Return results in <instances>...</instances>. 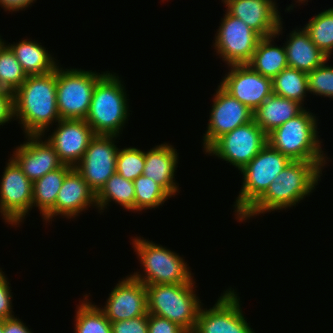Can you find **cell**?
I'll use <instances>...</instances> for the list:
<instances>
[{"label":"cell","instance_id":"29","mask_svg":"<svg viewBox=\"0 0 333 333\" xmlns=\"http://www.w3.org/2000/svg\"><path fill=\"white\" fill-rule=\"evenodd\" d=\"M82 301L76 308V316L74 317L75 333H112L111 322L105 316L99 305L92 304L88 294L83 296ZM81 302V303H80Z\"/></svg>","mask_w":333,"mask_h":333},{"label":"cell","instance_id":"19","mask_svg":"<svg viewBox=\"0 0 333 333\" xmlns=\"http://www.w3.org/2000/svg\"><path fill=\"white\" fill-rule=\"evenodd\" d=\"M223 4L225 11L241 19L261 38L276 34L282 21L276 0H225Z\"/></svg>","mask_w":333,"mask_h":333},{"label":"cell","instance_id":"15","mask_svg":"<svg viewBox=\"0 0 333 333\" xmlns=\"http://www.w3.org/2000/svg\"><path fill=\"white\" fill-rule=\"evenodd\" d=\"M219 85L253 112L273 94L272 79L254 71L248 64L229 65Z\"/></svg>","mask_w":333,"mask_h":333},{"label":"cell","instance_id":"24","mask_svg":"<svg viewBox=\"0 0 333 333\" xmlns=\"http://www.w3.org/2000/svg\"><path fill=\"white\" fill-rule=\"evenodd\" d=\"M283 21L279 24L276 34L262 37L257 43L256 50L248 65L262 76L273 79L284 68L288 67L286 50L284 44L278 47L274 42V38L282 35Z\"/></svg>","mask_w":333,"mask_h":333},{"label":"cell","instance_id":"6","mask_svg":"<svg viewBox=\"0 0 333 333\" xmlns=\"http://www.w3.org/2000/svg\"><path fill=\"white\" fill-rule=\"evenodd\" d=\"M195 284L193 280L189 284L145 285L148 314L167 318L193 333L203 305L196 294Z\"/></svg>","mask_w":333,"mask_h":333},{"label":"cell","instance_id":"42","mask_svg":"<svg viewBox=\"0 0 333 333\" xmlns=\"http://www.w3.org/2000/svg\"><path fill=\"white\" fill-rule=\"evenodd\" d=\"M295 2L299 3V5H300L302 3L304 4V3L308 2V0H296Z\"/></svg>","mask_w":333,"mask_h":333},{"label":"cell","instance_id":"32","mask_svg":"<svg viewBox=\"0 0 333 333\" xmlns=\"http://www.w3.org/2000/svg\"><path fill=\"white\" fill-rule=\"evenodd\" d=\"M27 75L14 52L4 41L0 46V89L14 92L26 80Z\"/></svg>","mask_w":333,"mask_h":333},{"label":"cell","instance_id":"40","mask_svg":"<svg viewBox=\"0 0 333 333\" xmlns=\"http://www.w3.org/2000/svg\"><path fill=\"white\" fill-rule=\"evenodd\" d=\"M36 0H0V7H2L5 12H16L19 10H25L30 7Z\"/></svg>","mask_w":333,"mask_h":333},{"label":"cell","instance_id":"44","mask_svg":"<svg viewBox=\"0 0 333 333\" xmlns=\"http://www.w3.org/2000/svg\"><path fill=\"white\" fill-rule=\"evenodd\" d=\"M5 40L2 39V36L0 35V46Z\"/></svg>","mask_w":333,"mask_h":333},{"label":"cell","instance_id":"2","mask_svg":"<svg viewBox=\"0 0 333 333\" xmlns=\"http://www.w3.org/2000/svg\"><path fill=\"white\" fill-rule=\"evenodd\" d=\"M57 68L43 75H28L14 94L15 120L24 135H43L61 118L57 107Z\"/></svg>","mask_w":333,"mask_h":333},{"label":"cell","instance_id":"1","mask_svg":"<svg viewBox=\"0 0 333 333\" xmlns=\"http://www.w3.org/2000/svg\"><path fill=\"white\" fill-rule=\"evenodd\" d=\"M328 162L291 161L270 184L266 192L238 219L244 222L266 214L296 207L310 196L321 181ZM326 164V165H325ZM244 220V221H243Z\"/></svg>","mask_w":333,"mask_h":333},{"label":"cell","instance_id":"18","mask_svg":"<svg viewBox=\"0 0 333 333\" xmlns=\"http://www.w3.org/2000/svg\"><path fill=\"white\" fill-rule=\"evenodd\" d=\"M25 138L27 140L15 148L11 158L30 181L34 182L64 165L43 135H25Z\"/></svg>","mask_w":333,"mask_h":333},{"label":"cell","instance_id":"4","mask_svg":"<svg viewBox=\"0 0 333 333\" xmlns=\"http://www.w3.org/2000/svg\"><path fill=\"white\" fill-rule=\"evenodd\" d=\"M318 117L305 108L267 135L268 144L292 161H329L318 135ZM325 153V154H324Z\"/></svg>","mask_w":333,"mask_h":333},{"label":"cell","instance_id":"12","mask_svg":"<svg viewBox=\"0 0 333 333\" xmlns=\"http://www.w3.org/2000/svg\"><path fill=\"white\" fill-rule=\"evenodd\" d=\"M232 289L224 290L213 307H200L193 333H255L244 317L240 297Z\"/></svg>","mask_w":333,"mask_h":333},{"label":"cell","instance_id":"35","mask_svg":"<svg viewBox=\"0 0 333 333\" xmlns=\"http://www.w3.org/2000/svg\"><path fill=\"white\" fill-rule=\"evenodd\" d=\"M112 333H148V314L111 322Z\"/></svg>","mask_w":333,"mask_h":333},{"label":"cell","instance_id":"10","mask_svg":"<svg viewBox=\"0 0 333 333\" xmlns=\"http://www.w3.org/2000/svg\"><path fill=\"white\" fill-rule=\"evenodd\" d=\"M3 171L0 180V216L6 224L18 227L32 210L33 182L11 157Z\"/></svg>","mask_w":333,"mask_h":333},{"label":"cell","instance_id":"38","mask_svg":"<svg viewBox=\"0 0 333 333\" xmlns=\"http://www.w3.org/2000/svg\"><path fill=\"white\" fill-rule=\"evenodd\" d=\"M15 120L14 94L7 89H0V126Z\"/></svg>","mask_w":333,"mask_h":333},{"label":"cell","instance_id":"21","mask_svg":"<svg viewBox=\"0 0 333 333\" xmlns=\"http://www.w3.org/2000/svg\"><path fill=\"white\" fill-rule=\"evenodd\" d=\"M179 153L173 145L162 143L145 151L144 176L155 181L171 197L179 193V185L175 181Z\"/></svg>","mask_w":333,"mask_h":333},{"label":"cell","instance_id":"17","mask_svg":"<svg viewBox=\"0 0 333 333\" xmlns=\"http://www.w3.org/2000/svg\"><path fill=\"white\" fill-rule=\"evenodd\" d=\"M55 126L52 134L45 139L63 164L75 167L96 135L85 120L60 119Z\"/></svg>","mask_w":333,"mask_h":333},{"label":"cell","instance_id":"28","mask_svg":"<svg viewBox=\"0 0 333 333\" xmlns=\"http://www.w3.org/2000/svg\"><path fill=\"white\" fill-rule=\"evenodd\" d=\"M273 94L295 100L304 106L309 94L308 75L295 68L286 67L272 79Z\"/></svg>","mask_w":333,"mask_h":333},{"label":"cell","instance_id":"11","mask_svg":"<svg viewBox=\"0 0 333 333\" xmlns=\"http://www.w3.org/2000/svg\"><path fill=\"white\" fill-rule=\"evenodd\" d=\"M225 13L214 37V52L228 66L248 64L261 37L241 19Z\"/></svg>","mask_w":333,"mask_h":333},{"label":"cell","instance_id":"25","mask_svg":"<svg viewBox=\"0 0 333 333\" xmlns=\"http://www.w3.org/2000/svg\"><path fill=\"white\" fill-rule=\"evenodd\" d=\"M304 109L305 107L295 100L272 94L253 112V120L268 135Z\"/></svg>","mask_w":333,"mask_h":333},{"label":"cell","instance_id":"13","mask_svg":"<svg viewBox=\"0 0 333 333\" xmlns=\"http://www.w3.org/2000/svg\"><path fill=\"white\" fill-rule=\"evenodd\" d=\"M118 136L96 135L80 162L74 167L95 195L116 172Z\"/></svg>","mask_w":333,"mask_h":333},{"label":"cell","instance_id":"27","mask_svg":"<svg viewBox=\"0 0 333 333\" xmlns=\"http://www.w3.org/2000/svg\"><path fill=\"white\" fill-rule=\"evenodd\" d=\"M110 202L122 206L126 211L135 213V188L133 181L125 179L115 172L96 194L98 213H103L107 206H110Z\"/></svg>","mask_w":333,"mask_h":333},{"label":"cell","instance_id":"43","mask_svg":"<svg viewBox=\"0 0 333 333\" xmlns=\"http://www.w3.org/2000/svg\"><path fill=\"white\" fill-rule=\"evenodd\" d=\"M5 275V273L3 272L2 268H0V279Z\"/></svg>","mask_w":333,"mask_h":333},{"label":"cell","instance_id":"9","mask_svg":"<svg viewBox=\"0 0 333 333\" xmlns=\"http://www.w3.org/2000/svg\"><path fill=\"white\" fill-rule=\"evenodd\" d=\"M267 143V134L252 120L218 138L205 154L215 155L241 171Z\"/></svg>","mask_w":333,"mask_h":333},{"label":"cell","instance_id":"20","mask_svg":"<svg viewBox=\"0 0 333 333\" xmlns=\"http://www.w3.org/2000/svg\"><path fill=\"white\" fill-rule=\"evenodd\" d=\"M95 207L96 195L84 181L83 177L73 168L65 177L55 203V217L76 219V216L89 207Z\"/></svg>","mask_w":333,"mask_h":333},{"label":"cell","instance_id":"41","mask_svg":"<svg viewBox=\"0 0 333 333\" xmlns=\"http://www.w3.org/2000/svg\"><path fill=\"white\" fill-rule=\"evenodd\" d=\"M0 333H4V319L0 318Z\"/></svg>","mask_w":333,"mask_h":333},{"label":"cell","instance_id":"26","mask_svg":"<svg viewBox=\"0 0 333 333\" xmlns=\"http://www.w3.org/2000/svg\"><path fill=\"white\" fill-rule=\"evenodd\" d=\"M14 52L26 75H43L56 70L59 62L52 53L37 41L23 39L19 42L6 43ZM49 52V53H48Z\"/></svg>","mask_w":333,"mask_h":333},{"label":"cell","instance_id":"31","mask_svg":"<svg viewBox=\"0 0 333 333\" xmlns=\"http://www.w3.org/2000/svg\"><path fill=\"white\" fill-rule=\"evenodd\" d=\"M135 188V212L148 209H157L171 196L155 181L141 175L134 181Z\"/></svg>","mask_w":333,"mask_h":333},{"label":"cell","instance_id":"3","mask_svg":"<svg viewBox=\"0 0 333 333\" xmlns=\"http://www.w3.org/2000/svg\"><path fill=\"white\" fill-rule=\"evenodd\" d=\"M124 84L118 74L110 71L97 81L85 118L95 135L120 137L122 134L131 112Z\"/></svg>","mask_w":333,"mask_h":333},{"label":"cell","instance_id":"7","mask_svg":"<svg viewBox=\"0 0 333 333\" xmlns=\"http://www.w3.org/2000/svg\"><path fill=\"white\" fill-rule=\"evenodd\" d=\"M292 160L268 143L239 172L242 187L235 199L233 209L238 220L269 188L270 184Z\"/></svg>","mask_w":333,"mask_h":333},{"label":"cell","instance_id":"23","mask_svg":"<svg viewBox=\"0 0 333 333\" xmlns=\"http://www.w3.org/2000/svg\"><path fill=\"white\" fill-rule=\"evenodd\" d=\"M74 167L64 164L62 167L48 172L40 179L33 182V198H32V209L33 207L39 209L40 215H42L43 222L47 224L52 223L53 217L55 218V203L62 187L63 181L66 175Z\"/></svg>","mask_w":333,"mask_h":333},{"label":"cell","instance_id":"16","mask_svg":"<svg viewBox=\"0 0 333 333\" xmlns=\"http://www.w3.org/2000/svg\"><path fill=\"white\" fill-rule=\"evenodd\" d=\"M120 280L109 293L106 305L99 307L105 316L116 322L147 315L145 285L131 274Z\"/></svg>","mask_w":333,"mask_h":333},{"label":"cell","instance_id":"39","mask_svg":"<svg viewBox=\"0 0 333 333\" xmlns=\"http://www.w3.org/2000/svg\"><path fill=\"white\" fill-rule=\"evenodd\" d=\"M19 317L4 319V333H33Z\"/></svg>","mask_w":333,"mask_h":333},{"label":"cell","instance_id":"14","mask_svg":"<svg viewBox=\"0 0 333 333\" xmlns=\"http://www.w3.org/2000/svg\"><path fill=\"white\" fill-rule=\"evenodd\" d=\"M213 94V104L209 112L207 130L203 134V152L218 138L253 120V111L220 85Z\"/></svg>","mask_w":333,"mask_h":333},{"label":"cell","instance_id":"5","mask_svg":"<svg viewBox=\"0 0 333 333\" xmlns=\"http://www.w3.org/2000/svg\"><path fill=\"white\" fill-rule=\"evenodd\" d=\"M131 243L143 268V273L137 270L131 275L144 285L189 284L194 280L189 264L178 253L140 236Z\"/></svg>","mask_w":333,"mask_h":333},{"label":"cell","instance_id":"37","mask_svg":"<svg viewBox=\"0 0 333 333\" xmlns=\"http://www.w3.org/2000/svg\"><path fill=\"white\" fill-rule=\"evenodd\" d=\"M7 275H4L0 279V318L7 319L14 317L12 310V293H11V286L8 280Z\"/></svg>","mask_w":333,"mask_h":333},{"label":"cell","instance_id":"8","mask_svg":"<svg viewBox=\"0 0 333 333\" xmlns=\"http://www.w3.org/2000/svg\"><path fill=\"white\" fill-rule=\"evenodd\" d=\"M57 66V107L61 119L85 120L97 81L106 73Z\"/></svg>","mask_w":333,"mask_h":333},{"label":"cell","instance_id":"33","mask_svg":"<svg viewBox=\"0 0 333 333\" xmlns=\"http://www.w3.org/2000/svg\"><path fill=\"white\" fill-rule=\"evenodd\" d=\"M145 151L136 147L119 148L116 159V173L125 179L134 181L143 174Z\"/></svg>","mask_w":333,"mask_h":333},{"label":"cell","instance_id":"30","mask_svg":"<svg viewBox=\"0 0 333 333\" xmlns=\"http://www.w3.org/2000/svg\"><path fill=\"white\" fill-rule=\"evenodd\" d=\"M303 28L313 43L331 59V55H333V7L315 14Z\"/></svg>","mask_w":333,"mask_h":333},{"label":"cell","instance_id":"36","mask_svg":"<svg viewBox=\"0 0 333 333\" xmlns=\"http://www.w3.org/2000/svg\"><path fill=\"white\" fill-rule=\"evenodd\" d=\"M148 333H188L178 324L167 318L148 314Z\"/></svg>","mask_w":333,"mask_h":333},{"label":"cell","instance_id":"22","mask_svg":"<svg viewBox=\"0 0 333 333\" xmlns=\"http://www.w3.org/2000/svg\"><path fill=\"white\" fill-rule=\"evenodd\" d=\"M284 44L288 67L310 73L329 59L310 39L304 28H295Z\"/></svg>","mask_w":333,"mask_h":333},{"label":"cell","instance_id":"34","mask_svg":"<svg viewBox=\"0 0 333 333\" xmlns=\"http://www.w3.org/2000/svg\"><path fill=\"white\" fill-rule=\"evenodd\" d=\"M328 61L307 74L309 93L333 99V66Z\"/></svg>","mask_w":333,"mask_h":333}]
</instances>
